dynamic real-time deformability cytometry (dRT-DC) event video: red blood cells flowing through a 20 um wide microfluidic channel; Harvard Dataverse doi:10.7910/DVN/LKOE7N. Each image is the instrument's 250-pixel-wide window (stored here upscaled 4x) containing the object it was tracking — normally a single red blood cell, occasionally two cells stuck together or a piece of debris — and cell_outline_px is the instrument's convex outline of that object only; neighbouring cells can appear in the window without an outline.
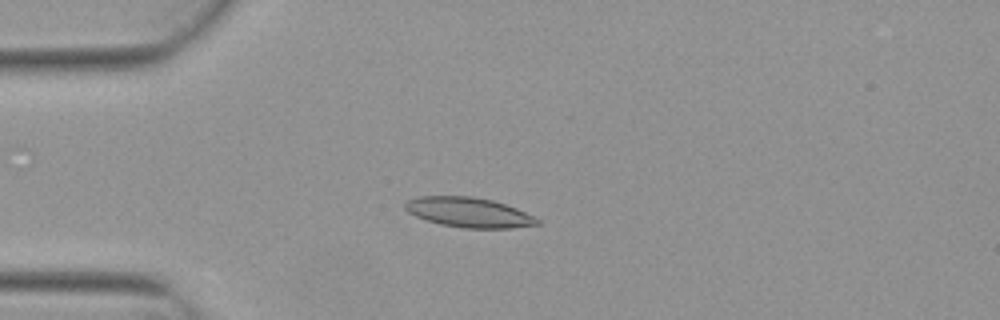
{"species": "Egyptian fruit bat (a non-hibernating species)", "species_latin": "Rousettus aegyptiacus", "temperature_condition": "warm", "stored_images_in_passage": 7, "camera_frame_rate_fps": 3000, "um_per_image_px": 0.085, "animal": {"sex": "female"}, "frame": {"image": 1, "passage_image": 4, "time_ms": 1.0, "image_size_px": [1000, 320], "cell_outline_px": [[540, 224], [512, 228], [464, 228], [440, 224], [416, 216], [408, 212], [404, 208], [404, 204], [408, 200], [420, 196], [472, 196], [492, 200], [516, 208], [540, 220]], "centroid_in_image_um": [39.83, 18.05], "position_along_channel_um": 45.2, "area_um2": 22.83}}
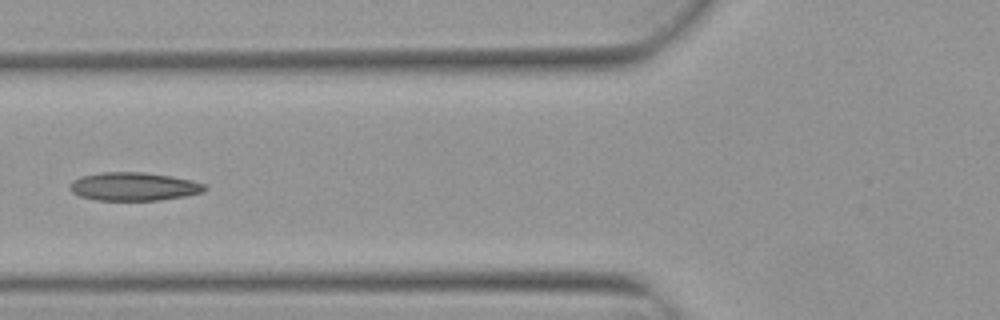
{"frame": {"image": 2, "passage_image": 6, "time_ms": 1.667, "image_size_px": [1000, 320], "cell_outline_px": [[208, 188], [204, 192], [184, 196], [160, 200], [96, 200], [80, 196], [72, 192], [72, 180], [80, 176], [100, 172], [144, 172], [172, 176], [192, 180], [208, 184]], "centroid_in_image_um": [11.43, 15.84], "position_along_channel_um": 114.4, "area_um2": 22.37}}
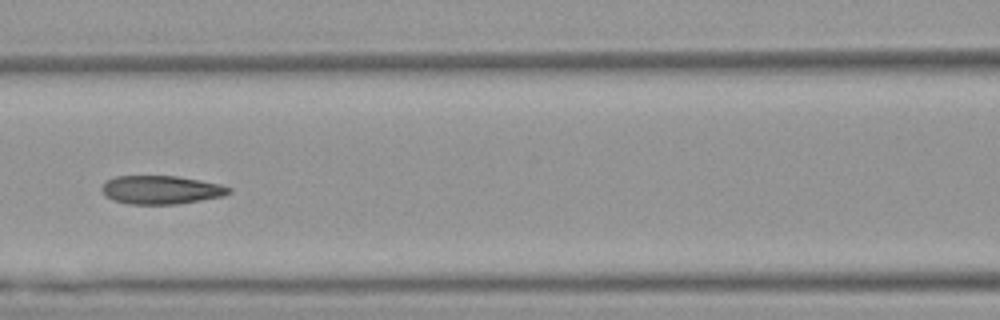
{"frame": {"image": 3, "passage_image": 7, "time_ms": 2.0, "image_size_px": [1000, 320], "cell_outline_px": [[232, 192], [224, 196], [176, 204], [128, 204], [112, 200], [104, 196], [100, 188], [108, 180], [116, 176], [176, 176], [200, 180], [220, 184], [232, 188]], "centroid_in_image_um": [13.69, 16.14], "position_along_channel_um": 152.9, "area_um2": 21.15}}